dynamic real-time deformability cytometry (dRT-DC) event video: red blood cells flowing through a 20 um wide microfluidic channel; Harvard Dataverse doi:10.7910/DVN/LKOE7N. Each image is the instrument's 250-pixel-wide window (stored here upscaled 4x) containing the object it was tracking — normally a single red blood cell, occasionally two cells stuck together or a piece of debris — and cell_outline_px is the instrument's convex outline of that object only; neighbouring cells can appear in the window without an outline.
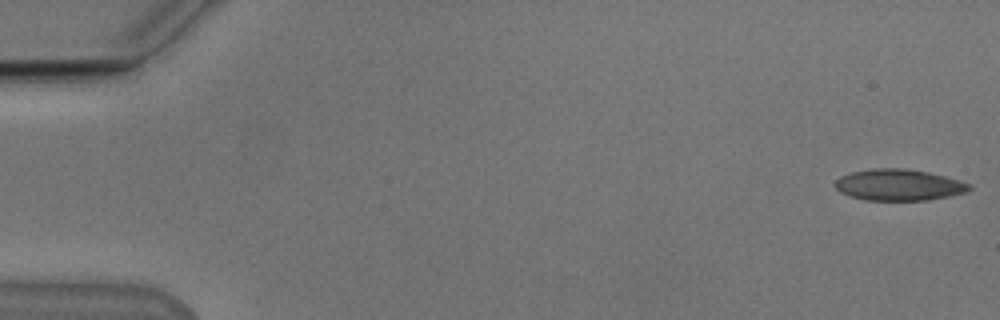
{"species": "Egyptian fruit bat (a non-hibernating species)", "species_latin": "Rousettus aegyptiacus", "temperature_condition": "cold", "stored_images_in_passage": 53, "camera_frame_rate_fps": 3000, "um_per_image_px": 0.085, "animal": {"sex": "male"}, "frame": {"image": 1, "passage_image": 1, "time_ms": 0.0, "image_size_px": [1000, 320], "cell_outline_px": [[972, 188], [968, 192], [928, 200], [864, 200], [848, 196], [840, 192], [836, 188], [836, 180], [840, 176], [852, 172], [872, 168], [904, 168], [928, 172], [960, 180], [972, 184]], "centroid_in_image_um": [76.41, 15.72], "position_along_channel_um": 8.6, "area_um2": 24.62}}
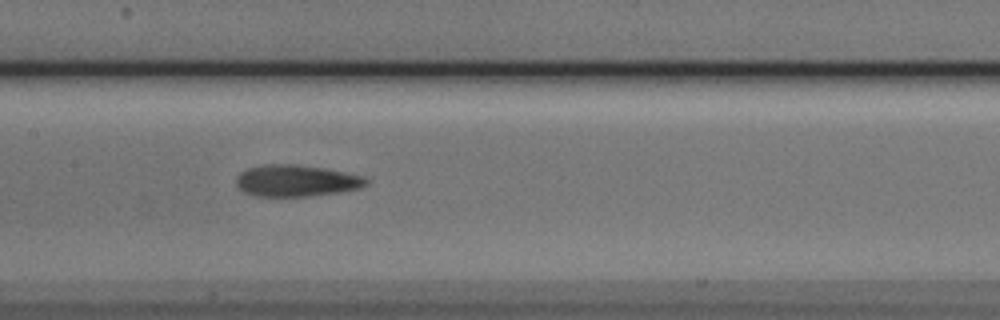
{"frame": {"image": 2, "passage_image": 26, "time_ms": 8.333, "image_size_px": [1000, 320], "cell_outline_px": [[368, 184], [360, 188], [340, 192], [308, 196], [252, 196], [244, 192], [236, 184], [236, 176], [240, 172], [248, 168], [264, 164], [292, 164], [324, 168], [364, 176], [368, 180]], "centroid_in_image_um": [25.17, 15.36], "position_along_channel_um": 182.2, "area_um2": 23.99}}
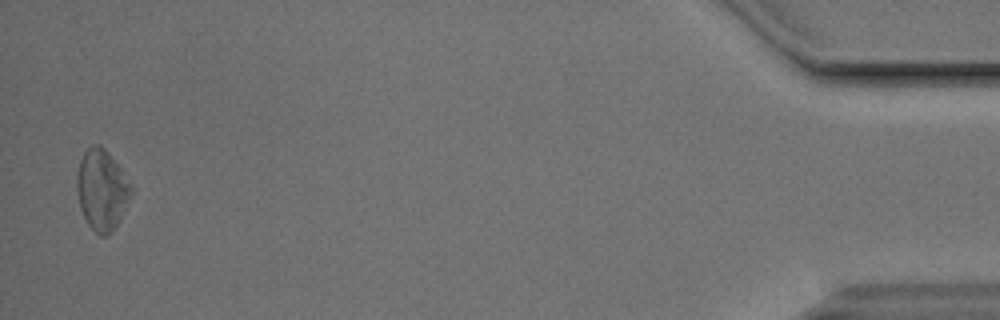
{"frame": {"image": 3, "passage_image": 52, "time_ms": 17.0, "image_size_px": [1000, 320], "cell_outline_px": [[132, 192], [120, 220], [112, 232], [104, 236], [100, 236], [88, 224], [80, 208], [76, 192], [76, 176], [80, 160], [84, 152], [92, 144], [100, 144], [108, 152], [120, 168], [132, 188]], "centroid_in_image_um": [8.63, 16.13], "position_along_channel_um": 426.6, "area_um2": 25.37}, "authors_computed_cell_mechanics": {"area_um2": 24.1604, "velocity_mm_per_s": 3.8466, "shape_relaxation_time_tau1_ms": 5.9636, "shape_relaxation_time_tau2_ms": 4.1785, "deformation_change_tau1": 0.1599, "deformation_change_tau2": 0.1465}}